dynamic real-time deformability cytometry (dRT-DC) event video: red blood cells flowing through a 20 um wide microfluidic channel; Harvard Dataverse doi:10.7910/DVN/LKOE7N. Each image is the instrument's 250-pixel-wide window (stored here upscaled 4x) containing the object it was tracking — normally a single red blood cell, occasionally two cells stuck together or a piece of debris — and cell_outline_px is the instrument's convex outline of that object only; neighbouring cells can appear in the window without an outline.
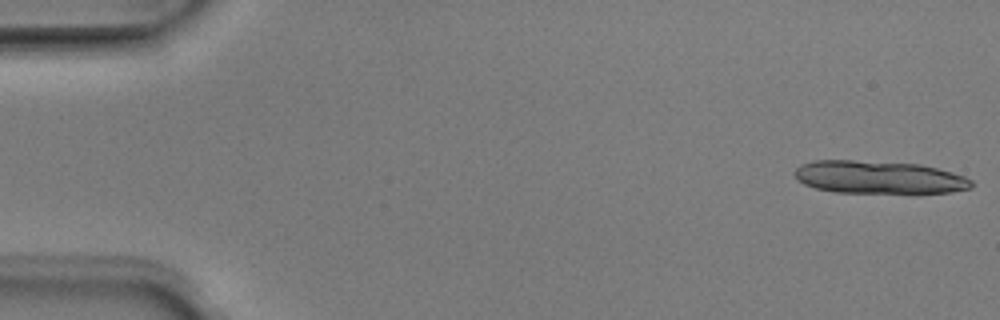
{"species": "Egyptian fruit bat (a non-hibernating species)", "species_latin": "Rousettus aegyptiacus", "temperature_condition": "room temperature", "stored_images_in_passage": 13, "camera_frame_rate_fps": 3000, "um_per_image_px": 0.085, "animal": {"sex": "male"}, "frame": {"image": 1, "passage_image": 1, "time_ms": 0.0, "image_size_px": [1000, 320], "cell_outline_px": [[972, 188], [952, 192], [836, 192], [816, 188], [804, 184], [792, 172], [800, 164], [812, 160], [852, 160], [920, 164], [952, 172], [964, 176], [972, 180]], "centroid_in_image_um": [74.68, 15.05], "position_along_channel_um": 10.3, "area_um2": 33.58}}